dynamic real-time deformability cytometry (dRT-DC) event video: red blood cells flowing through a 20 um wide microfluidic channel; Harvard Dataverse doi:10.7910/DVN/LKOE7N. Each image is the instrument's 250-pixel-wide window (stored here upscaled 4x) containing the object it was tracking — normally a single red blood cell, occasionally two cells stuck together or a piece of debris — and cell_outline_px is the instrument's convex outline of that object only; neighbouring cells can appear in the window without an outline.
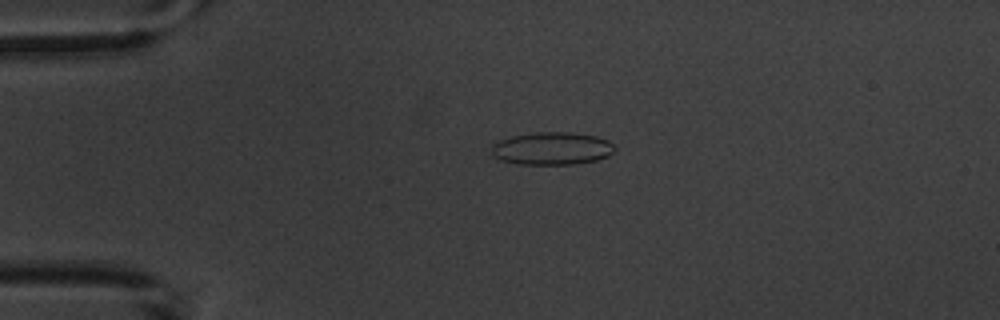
{"species": "common noctule bat (a hibernating species)", "species_latin": "Nyctalus noctula", "temperature_condition": "warm", "stored_images_in_passage": 4, "camera_frame_rate_fps": 3000, "um_per_image_px": 0.085, "animal": {"sex": "male", "body_mass_g": 20.1, "forearm_length_mm": 53.5}, "frame": {"image": 1, "passage_image": 3, "time_ms": 3.0, "image_size_px": [1000, 320], "cell_outline_px": [[616, 148], [608, 156], [596, 160], [572, 164], [516, 164], [500, 160], [492, 156], [492, 144], [508, 136], [536, 132], [568, 132], [596, 136], [608, 140]], "centroid_in_image_um": [46.88, 12.61], "position_along_channel_um": 38.1, "area_um2": 23.58}}